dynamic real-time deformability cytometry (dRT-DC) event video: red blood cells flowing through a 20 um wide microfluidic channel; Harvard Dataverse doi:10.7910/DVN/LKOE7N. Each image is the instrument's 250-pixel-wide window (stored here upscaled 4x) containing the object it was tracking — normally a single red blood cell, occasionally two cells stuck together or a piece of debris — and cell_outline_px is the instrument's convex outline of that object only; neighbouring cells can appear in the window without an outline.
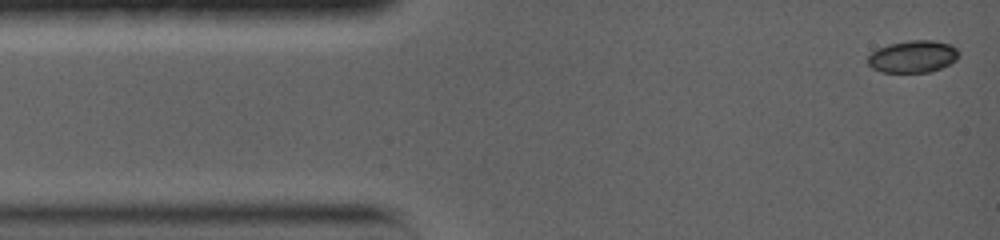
{"species": "common noctule bat (a hibernating species)", "species_latin": "Nyctalus noctula", "temperature_condition": "warm", "stored_images_in_passage": 7, "camera_frame_rate_fps": 5000, "um_per_image_px": 0.085, "animal": {"sex": "female", "body_mass_g": 19.0, "forearm_length_mm": 56.7}, "frame": {"image": 1, "passage_image": 1, "time_ms": 0.0, "image_size_px": [1000, 240], "cell_outline_px": [[960, 56], [956, 60], [932, 72], [880, 72], [872, 68], [868, 64], [868, 56], [876, 48], [888, 44], [908, 40], [932, 40], [952, 44], [960, 52]], "centroid_in_image_um": [77.6, 4.8], "position_along_channel_um": 7.4, "area_um2": 17.28}}
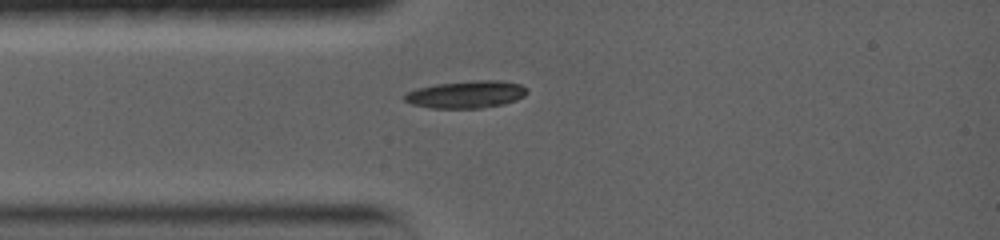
{"frame": {"image": 2, "passage_image": 7, "time_ms": 3.0, "image_size_px": [1000, 240], "cell_outline_px": [[528, 92], [524, 96], [516, 100], [504, 104], [480, 108], [432, 108], [412, 104], [404, 100], [404, 96], [408, 92], [416, 88], [436, 84], [476, 80], [500, 80], [520, 84], [528, 88]], "centroid_in_image_um": [39.66, 8.02], "position_along_channel_um": 45.3, "area_um2": 19.54}}